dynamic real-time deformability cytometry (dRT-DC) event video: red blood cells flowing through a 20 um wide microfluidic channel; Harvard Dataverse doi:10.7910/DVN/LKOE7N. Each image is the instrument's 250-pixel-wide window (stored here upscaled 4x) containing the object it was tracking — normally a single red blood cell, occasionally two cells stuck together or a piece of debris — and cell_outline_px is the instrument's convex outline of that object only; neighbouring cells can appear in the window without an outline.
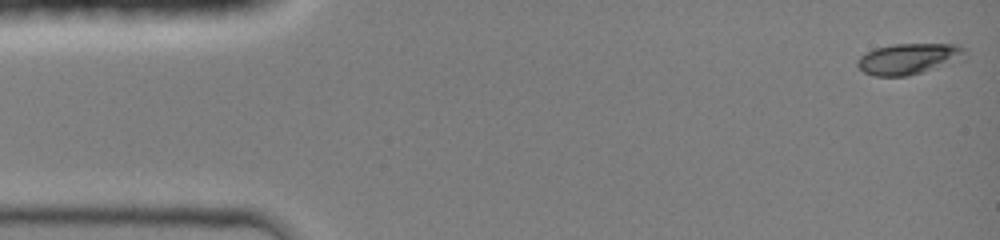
{"species": "common noctule bat (a hibernating species)", "species_latin": "Nyctalus noctula", "temperature_condition": "room temperature", "stored_images_in_passage": 44, "camera_frame_rate_fps": 3000, "um_per_image_px": 0.085, "animal": {"sex": "female", "body_mass_g": 19.0, "forearm_length_mm": 51.5}, "frame": {"image": 1, "passage_image": 1, "time_ms": 0.0, "image_size_px": [1000, 240], "cell_outline_px": [[968, 56], [964, 60], [908, 76], [876, 76], [864, 72], [856, 64], [856, 60], [864, 52], [876, 48], [892, 44], [956, 44], [964, 48]], "centroid_in_image_um": [77.28, 4.99], "position_along_channel_um": 7.7, "area_um2": 19.71}}
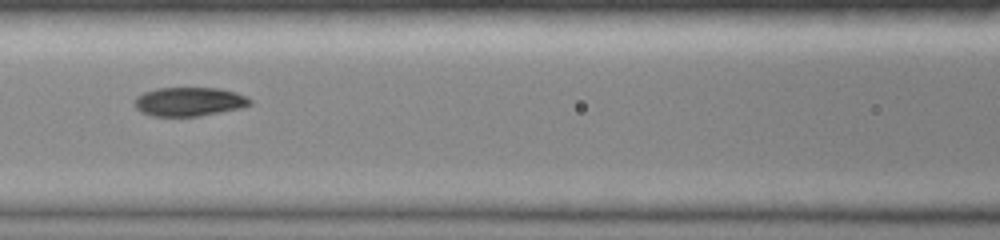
{"frame": {"image": 2, "passage_image": 19, "time_ms": 6.0, "image_size_px": [1000, 240], "cell_outline_px": [[252, 104], [244, 108], [200, 116], [152, 116], [140, 112], [136, 108], [136, 96], [144, 92], [156, 88], [220, 88], [236, 92], [248, 96], [252, 100]], "centroid_in_image_um": [16.14, 8.64], "position_along_channel_um": 150.5, "area_um2": 19.71}}
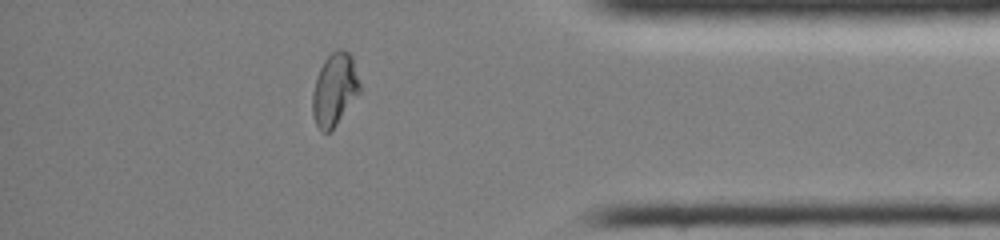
{"frame": {"image": 3, "passage_image": 38, "time_ms": 12.333, "image_size_px": [1000, 240], "cell_outline_px": [[360, 92], [336, 124], [328, 132], [320, 132], [312, 116], [312, 92], [320, 68], [324, 60], [336, 48], [344, 48], [352, 56], [360, 84]], "centroid_in_image_um": [28.43, 7.59], "position_along_channel_um": 406.8, "area_um2": 19.94}, "authors_computed_cell_mechanics": {"area_um2": 19.7098, "velocity_mm_per_s": 4.2983, "shape_relaxation_time_tau1_ms": 4.7967, "shape_relaxation_time_tau2_ms": 1.2712, "deformation_change_tau1": 0.2343, "deformation_change_tau2": 0.044}}